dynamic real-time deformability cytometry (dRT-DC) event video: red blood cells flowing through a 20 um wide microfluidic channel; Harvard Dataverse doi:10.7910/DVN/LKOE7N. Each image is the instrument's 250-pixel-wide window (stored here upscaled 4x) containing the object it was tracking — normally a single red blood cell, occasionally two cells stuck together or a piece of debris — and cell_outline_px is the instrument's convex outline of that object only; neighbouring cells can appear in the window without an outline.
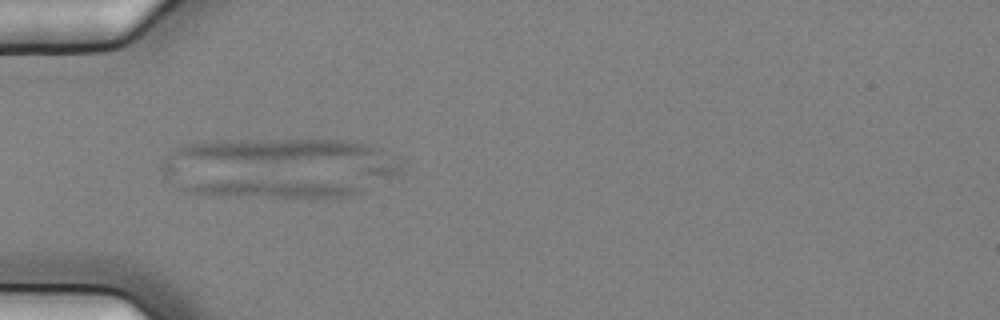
{"species": "common noctule bat (a hibernating species)", "species_latin": "Nyctalus noctula", "temperature_condition": "cold", "stored_images_in_passage": 55, "camera_frame_rate_fps": 3000, "um_per_image_px": 0.085, "animal": {"sex": "female", "body_mass_g": 25.1}, "frame": {"image": 1, "passage_image": 17, "time_ms": 5.333, "image_size_px": [1000, 320], "cell_outline_px": [[360, 192], [352, 196], [328, 200], [300, 200], [188, 192], [180, 188], [196, 184], [228, 180], [260, 180], [360, 184]], "centroid_in_image_um": [23.6, 16.1], "position_along_channel_um": 61.4, "area_um2": 18.9}}